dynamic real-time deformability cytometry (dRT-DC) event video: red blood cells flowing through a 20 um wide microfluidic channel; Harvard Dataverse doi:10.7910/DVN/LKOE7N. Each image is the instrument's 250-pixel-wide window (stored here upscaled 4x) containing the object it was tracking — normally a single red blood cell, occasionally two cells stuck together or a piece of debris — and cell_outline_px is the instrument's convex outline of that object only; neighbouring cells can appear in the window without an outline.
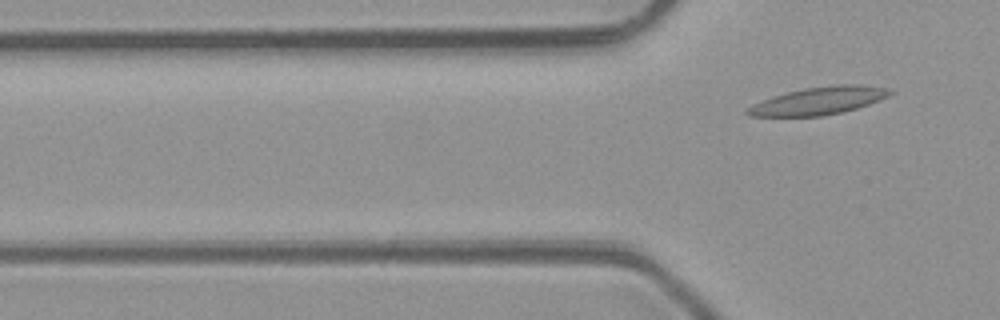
{"species": "common noctule bat (a hibernating species)", "species_latin": "Nyctalus noctula", "temperature_condition": "room temperature", "stored_images_in_passage": 5, "camera_frame_rate_fps": 3000, "um_per_image_px": 0.085, "animal": {"sex": "male", "body_mass_g": 23.1, "forearm_length_mm": 52.7}, "frame": {"image": 1, "passage_image": 5, "time_ms": 5.667, "image_size_px": [1000, 320], "cell_outline_px": [[896, 92], [888, 96], [868, 104], [856, 108], [840, 112], [820, 116], [748, 116], [744, 112], [752, 104], [788, 92], [804, 88], [840, 84], [860, 84], [884, 88]], "centroid_in_image_um": [69.59, 8.56], "position_along_channel_um": 56.2, "area_um2": 22.54}}